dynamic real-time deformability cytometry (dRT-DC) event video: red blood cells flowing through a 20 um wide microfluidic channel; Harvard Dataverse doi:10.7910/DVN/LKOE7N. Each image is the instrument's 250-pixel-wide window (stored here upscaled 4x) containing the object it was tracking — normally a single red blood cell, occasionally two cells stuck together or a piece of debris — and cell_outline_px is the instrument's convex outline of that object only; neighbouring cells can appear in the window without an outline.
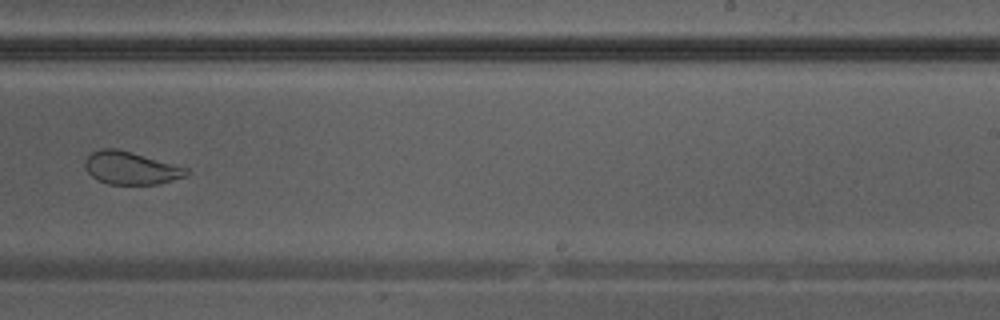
{"species": "Egyptian fruit bat (a non-hibernating species)", "species_latin": "Rousettus aegyptiacus", "temperature_condition": "warm", "stored_images_in_passage": 37, "camera_frame_rate_fps": 3000, "um_per_image_px": 0.085, "animal": {"sex": "male"}, "frame": {"image": 1, "passage_image": 22, "time_ms": 7.0, "image_size_px": [1000, 320], "cell_outline_px": [[188, 172], [184, 176], [172, 180], [156, 184], [108, 184], [96, 180], [88, 172], [84, 164], [84, 160], [92, 152], [100, 148], [116, 148], [132, 152], [188, 168]], "centroid_in_image_um": [11.07, 14.27], "position_along_channel_um": 277.9, "area_um2": 19.25}}
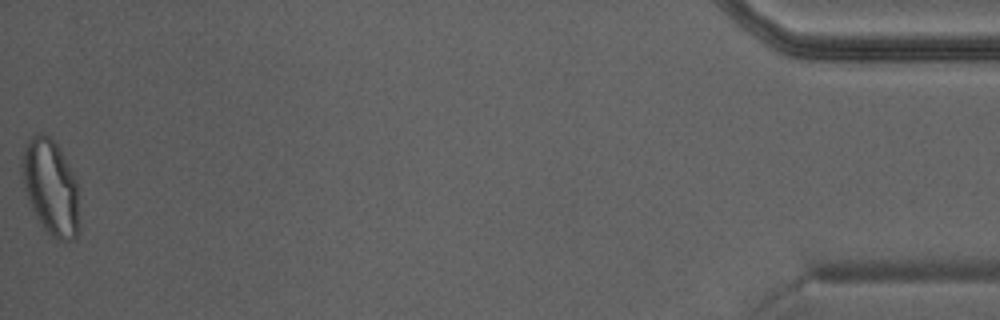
{"frame": {"image": 2, "passage_image": 37, "time_ms": 12.0, "image_size_px": [1000, 320], "cell_outline_px": [[76, 240], [64, 244], [52, 236], [44, 228], [36, 216], [32, 208], [20, 172], [20, 160], [24, 148], [28, 140], [36, 132], [40, 132], [48, 136], [56, 144], [64, 156], [76, 180]], "centroid_in_image_um": [4.26, 15.89], "position_along_channel_um": 430.9, "area_um2": 31.27}}